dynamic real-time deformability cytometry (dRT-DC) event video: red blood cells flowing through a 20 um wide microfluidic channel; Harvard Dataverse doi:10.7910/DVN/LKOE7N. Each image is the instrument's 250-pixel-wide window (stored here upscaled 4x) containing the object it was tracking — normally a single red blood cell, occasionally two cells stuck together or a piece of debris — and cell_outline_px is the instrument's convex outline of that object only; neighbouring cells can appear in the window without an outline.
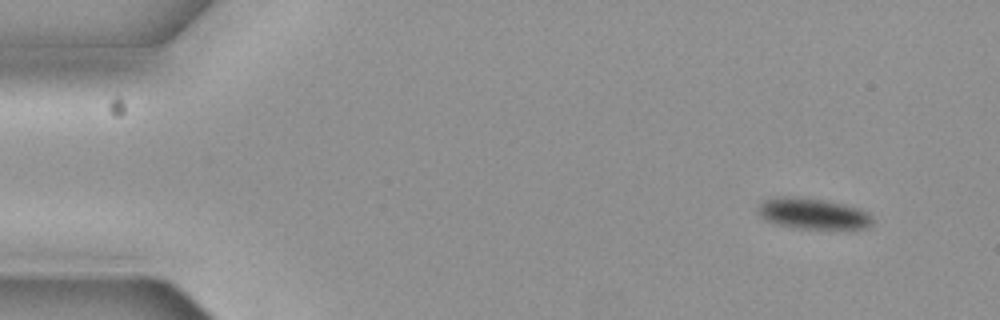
{"species": "common noctule bat (a hibernating species)", "species_latin": "Nyctalus noctula", "temperature_condition": "cold", "stored_images_in_passage": 4, "camera_frame_rate_fps": 3000, "um_per_image_px": 0.085, "animal": {"sex": "female", "body_mass_g": 19.3, "forearm_length_mm": 54.1}, "frame": {"image": 1, "passage_image": 1, "time_ms": 0.0, "image_size_px": [1000, 320], "cell_outline_px": [[872, 224], [868, 228], [800, 228], [776, 224], [764, 220], [756, 212], [756, 204], [772, 196], [792, 196], [824, 200], [844, 204], [860, 208], [868, 212], [872, 216]], "centroid_in_image_um": [69.03, 18.13], "position_along_channel_um": 16.0, "area_um2": 20.92}}
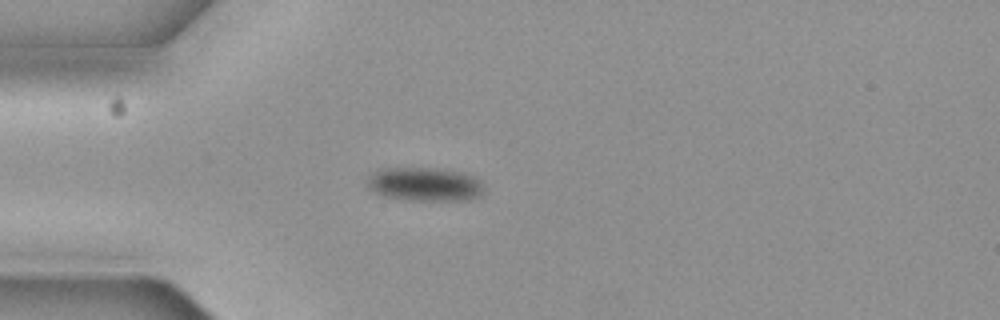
{"frame": {"image": 2, "passage_image": 4, "time_ms": 1.0, "image_size_px": [1000, 320], "cell_outline_px": [[484, 188], [480, 196], [468, 200], [408, 200], [384, 196], [368, 188], [368, 176], [372, 172], [380, 168], [448, 168], [464, 172], [480, 180], [484, 184]], "centroid_in_image_um": [36.13, 15.64], "position_along_channel_um": 48.9, "area_um2": 23.29}}